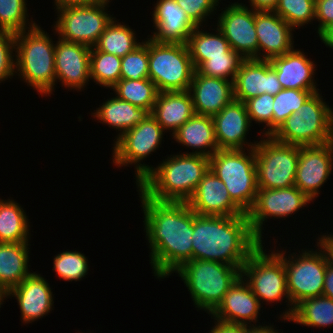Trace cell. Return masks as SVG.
<instances>
[{
	"label": "cell",
	"instance_id": "54",
	"mask_svg": "<svg viewBox=\"0 0 333 333\" xmlns=\"http://www.w3.org/2000/svg\"><path fill=\"white\" fill-rule=\"evenodd\" d=\"M6 298H7L6 292L4 290L0 289V308H1V305L3 304L2 302H4L3 300L4 299L6 300Z\"/></svg>",
	"mask_w": 333,
	"mask_h": 333
},
{
	"label": "cell",
	"instance_id": "21",
	"mask_svg": "<svg viewBox=\"0 0 333 333\" xmlns=\"http://www.w3.org/2000/svg\"><path fill=\"white\" fill-rule=\"evenodd\" d=\"M212 119L219 149H250L257 145L258 140L254 143L246 140L252 124L244 102L234 99Z\"/></svg>",
	"mask_w": 333,
	"mask_h": 333
},
{
	"label": "cell",
	"instance_id": "1",
	"mask_svg": "<svg viewBox=\"0 0 333 333\" xmlns=\"http://www.w3.org/2000/svg\"><path fill=\"white\" fill-rule=\"evenodd\" d=\"M137 191L151 249V267L154 276L163 279L192 260L193 210L187 202L157 201Z\"/></svg>",
	"mask_w": 333,
	"mask_h": 333
},
{
	"label": "cell",
	"instance_id": "15",
	"mask_svg": "<svg viewBox=\"0 0 333 333\" xmlns=\"http://www.w3.org/2000/svg\"><path fill=\"white\" fill-rule=\"evenodd\" d=\"M245 5L238 2L229 4L219 14L216 24L233 51L244 59L258 60L255 10Z\"/></svg>",
	"mask_w": 333,
	"mask_h": 333
},
{
	"label": "cell",
	"instance_id": "32",
	"mask_svg": "<svg viewBox=\"0 0 333 333\" xmlns=\"http://www.w3.org/2000/svg\"><path fill=\"white\" fill-rule=\"evenodd\" d=\"M215 33L201 31L200 26H198L190 34L186 45L196 70L209 57L224 56L232 49L218 28H216Z\"/></svg>",
	"mask_w": 333,
	"mask_h": 333
},
{
	"label": "cell",
	"instance_id": "46",
	"mask_svg": "<svg viewBox=\"0 0 333 333\" xmlns=\"http://www.w3.org/2000/svg\"><path fill=\"white\" fill-rule=\"evenodd\" d=\"M315 19L318 35L333 22V0H315Z\"/></svg>",
	"mask_w": 333,
	"mask_h": 333
},
{
	"label": "cell",
	"instance_id": "45",
	"mask_svg": "<svg viewBox=\"0 0 333 333\" xmlns=\"http://www.w3.org/2000/svg\"><path fill=\"white\" fill-rule=\"evenodd\" d=\"M15 36L0 32V83L15 75Z\"/></svg>",
	"mask_w": 333,
	"mask_h": 333
},
{
	"label": "cell",
	"instance_id": "2",
	"mask_svg": "<svg viewBox=\"0 0 333 333\" xmlns=\"http://www.w3.org/2000/svg\"><path fill=\"white\" fill-rule=\"evenodd\" d=\"M261 244L247 214L201 216L193 211L192 259L217 261L241 270Z\"/></svg>",
	"mask_w": 333,
	"mask_h": 333
},
{
	"label": "cell",
	"instance_id": "27",
	"mask_svg": "<svg viewBox=\"0 0 333 333\" xmlns=\"http://www.w3.org/2000/svg\"><path fill=\"white\" fill-rule=\"evenodd\" d=\"M150 114L164 130L173 134L195 114L190 92H159Z\"/></svg>",
	"mask_w": 333,
	"mask_h": 333
},
{
	"label": "cell",
	"instance_id": "19",
	"mask_svg": "<svg viewBox=\"0 0 333 333\" xmlns=\"http://www.w3.org/2000/svg\"><path fill=\"white\" fill-rule=\"evenodd\" d=\"M187 204L201 216L245 215L230 198L224 182L210 169L197 185Z\"/></svg>",
	"mask_w": 333,
	"mask_h": 333
},
{
	"label": "cell",
	"instance_id": "39",
	"mask_svg": "<svg viewBox=\"0 0 333 333\" xmlns=\"http://www.w3.org/2000/svg\"><path fill=\"white\" fill-rule=\"evenodd\" d=\"M274 12L294 29L315 19V0H279Z\"/></svg>",
	"mask_w": 333,
	"mask_h": 333
},
{
	"label": "cell",
	"instance_id": "37",
	"mask_svg": "<svg viewBox=\"0 0 333 333\" xmlns=\"http://www.w3.org/2000/svg\"><path fill=\"white\" fill-rule=\"evenodd\" d=\"M316 92L319 91L299 89H282L279 91L274 96L273 102L272 134Z\"/></svg>",
	"mask_w": 333,
	"mask_h": 333
},
{
	"label": "cell",
	"instance_id": "12",
	"mask_svg": "<svg viewBox=\"0 0 333 333\" xmlns=\"http://www.w3.org/2000/svg\"><path fill=\"white\" fill-rule=\"evenodd\" d=\"M262 139L254 147L258 188L295 186L299 146L278 142L272 136Z\"/></svg>",
	"mask_w": 333,
	"mask_h": 333
},
{
	"label": "cell",
	"instance_id": "3",
	"mask_svg": "<svg viewBox=\"0 0 333 333\" xmlns=\"http://www.w3.org/2000/svg\"><path fill=\"white\" fill-rule=\"evenodd\" d=\"M209 170V158L196 154L170 155L141 181L148 198L162 202H187Z\"/></svg>",
	"mask_w": 333,
	"mask_h": 333
},
{
	"label": "cell",
	"instance_id": "48",
	"mask_svg": "<svg viewBox=\"0 0 333 333\" xmlns=\"http://www.w3.org/2000/svg\"><path fill=\"white\" fill-rule=\"evenodd\" d=\"M322 295L333 299V262L331 260L327 262Z\"/></svg>",
	"mask_w": 333,
	"mask_h": 333
},
{
	"label": "cell",
	"instance_id": "8",
	"mask_svg": "<svg viewBox=\"0 0 333 333\" xmlns=\"http://www.w3.org/2000/svg\"><path fill=\"white\" fill-rule=\"evenodd\" d=\"M264 242L249 256L242 266L241 277L250 286L259 302L273 303L288 300V310L280 315V319L289 321L294 311L286 281V272L283 260L273 251L266 253ZM245 276V277H244ZM263 300V301H262Z\"/></svg>",
	"mask_w": 333,
	"mask_h": 333
},
{
	"label": "cell",
	"instance_id": "9",
	"mask_svg": "<svg viewBox=\"0 0 333 333\" xmlns=\"http://www.w3.org/2000/svg\"><path fill=\"white\" fill-rule=\"evenodd\" d=\"M149 79L158 92L189 91L196 71L184 43H158L148 38Z\"/></svg>",
	"mask_w": 333,
	"mask_h": 333
},
{
	"label": "cell",
	"instance_id": "50",
	"mask_svg": "<svg viewBox=\"0 0 333 333\" xmlns=\"http://www.w3.org/2000/svg\"><path fill=\"white\" fill-rule=\"evenodd\" d=\"M319 37L327 47L333 49V22L319 34Z\"/></svg>",
	"mask_w": 333,
	"mask_h": 333
},
{
	"label": "cell",
	"instance_id": "44",
	"mask_svg": "<svg viewBox=\"0 0 333 333\" xmlns=\"http://www.w3.org/2000/svg\"><path fill=\"white\" fill-rule=\"evenodd\" d=\"M185 11L188 18L198 27H202L209 15L214 13L219 0H175ZM221 1V0H220Z\"/></svg>",
	"mask_w": 333,
	"mask_h": 333
},
{
	"label": "cell",
	"instance_id": "16",
	"mask_svg": "<svg viewBox=\"0 0 333 333\" xmlns=\"http://www.w3.org/2000/svg\"><path fill=\"white\" fill-rule=\"evenodd\" d=\"M333 169V141L320 145L299 146L295 186L313 201L329 179Z\"/></svg>",
	"mask_w": 333,
	"mask_h": 333
},
{
	"label": "cell",
	"instance_id": "40",
	"mask_svg": "<svg viewBox=\"0 0 333 333\" xmlns=\"http://www.w3.org/2000/svg\"><path fill=\"white\" fill-rule=\"evenodd\" d=\"M53 259V271L65 281H79L87 275V257L78 251H63Z\"/></svg>",
	"mask_w": 333,
	"mask_h": 333
},
{
	"label": "cell",
	"instance_id": "28",
	"mask_svg": "<svg viewBox=\"0 0 333 333\" xmlns=\"http://www.w3.org/2000/svg\"><path fill=\"white\" fill-rule=\"evenodd\" d=\"M173 138L182 146L192 147L196 154L210 158L219 147L215 138L214 122L212 117L194 114L178 130L172 134ZM208 149V150H207Z\"/></svg>",
	"mask_w": 333,
	"mask_h": 333
},
{
	"label": "cell",
	"instance_id": "36",
	"mask_svg": "<svg viewBox=\"0 0 333 333\" xmlns=\"http://www.w3.org/2000/svg\"><path fill=\"white\" fill-rule=\"evenodd\" d=\"M120 75L121 57L91 47L90 80L104 88H112L120 80Z\"/></svg>",
	"mask_w": 333,
	"mask_h": 333
},
{
	"label": "cell",
	"instance_id": "31",
	"mask_svg": "<svg viewBox=\"0 0 333 333\" xmlns=\"http://www.w3.org/2000/svg\"><path fill=\"white\" fill-rule=\"evenodd\" d=\"M27 217L16 201L0 199V243H29L30 222Z\"/></svg>",
	"mask_w": 333,
	"mask_h": 333
},
{
	"label": "cell",
	"instance_id": "41",
	"mask_svg": "<svg viewBox=\"0 0 333 333\" xmlns=\"http://www.w3.org/2000/svg\"><path fill=\"white\" fill-rule=\"evenodd\" d=\"M244 60L240 54L231 49L224 56L209 57L197 71L204 76L221 78L233 82Z\"/></svg>",
	"mask_w": 333,
	"mask_h": 333
},
{
	"label": "cell",
	"instance_id": "35",
	"mask_svg": "<svg viewBox=\"0 0 333 333\" xmlns=\"http://www.w3.org/2000/svg\"><path fill=\"white\" fill-rule=\"evenodd\" d=\"M111 89L119 99L139 108L147 109L150 113L159 93L149 78L141 80L120 79Z\"/></svg>",
	"mask_w": 333,
	"mask_h": 333
},
{
	"label": "cell",
	"instance_id": "43",
	"mask_svg": "<svg viewBox=\"0 0 333 333\" xmlns=\"http://www.w3.org/2000/svg\"><path fill=\"white\" fill-rule=\"evenodd\" d=\"M273 102L274 96L268 93L258 95L245 102L247 113L249 115L250 122L252 120L256 123H264L267 130L262 133L265 136H272V116H273Z\"/></svg>",
	"mask_w": 333,
	"mask_h": 333
},
{
	"label": "cell",
	"instance_id": "4",
	"mask_svg": "<svg viewBox=\"0 0 333 333\" xmlns=\"http://www.w3.org/2000/svg\"><path fill=\"white\" fill-rule=\"evenodd\" d=\"M14 36L15 73L41 96H50L56 85L54 41L38 24Z\"/></svg>",
	"mask_w": 333,
	"mask_h": 333
},
{
	"label": "cell",
	"instance_id": "23",
	"mask_svg": "<svg viewBox=\"0 0 333 333\" xmlns=\"http://www.w3.org/2000/svg\"><path fill=\"white\" fill-rule=\"evenodd\" d=\"M261 307L250 286L240 277L210 314L217 320L251 326L258 321Z\"/></svg>",
	"mask_w": 333,
	"mask_h": 333
},
{
	"label": "cell",
	"instance_id": "49",
	"mask_svg": "<svg viewBox=\"0 0 333 333\" xmlns=\"http://www.w3.org/2000/svg\"><path fill=\"white\" fill-rule=\"evenodd\" d=\"M279 0H249L250 6L256 11H274Z\"/></svg>",
	"mask_w": 333,
	"mask_h": 333
},
{
	"label": "cell",
	"instance_id": "29",
	"mask_svg": "<svg viewBox=\"0 0 333 333\" xmlns=\"http://www.w3.org/2000/svg\"><path fill=\"white\" fill-rule=\"evenodd\" d=\"M28 243H0V289L6 293L32 272L29 271Z\"/></svg>",
	"mask_w": 333,
	"mask_h": 333
},
{
	"label": "cell",
	"instance_id": "14",
	"mask_svg": "<svg viewBox=\"0 0 333 333\" xmlns=\"http://www.w3.org/2000/svg\"><path fill=\"white\" fill-rule=\"evenodd\" d=\"M310 200L298 187L281 189L258 188L255 202L247 217L256 237L262 240L263 222L270 217L285 218L305 207Z\"/></svg>",
	"mask_w": 333,
	"mask_h": 333
},
{
	"label": "cell",
	"instance_id": "7",
	"mask_svg": "<svg viewBox=\"0 0 333 333\" xmlns=\"http://www.w3.org/2000/svg\"><path fill=\"white\" fill-rule=\"evenodd\" d=\"M319 92L313 93L272 134L281 143L310 146L333 141V108Z\"/></svg>",
	"mask_w": 333,
	"mask_h": 333
},
{
	"label": "cell",
	"instance_id": "30",
	"mask_svg": "<svg viewBox=\"0 0 333 333\" xmlns=\"http://www.w3.org/2000/svg\"><path fill=\"white\" fill-rule=\"evenodd\" d=\"M102 104L92 115L100 123L102 122L109 127L116 128V131H120L116 138L140 124L150 115L147 109L134 106L119 99L116 95Z\"/></svg>",
	"mask_w": 333,
	"mask_h": 333
},
{
	"label": "cell",
	"instance_id": "5",
	"mask_svg": "<svg viewBox=\"0 0 333 333\" xmlns=\"http://www.w3.org/2000/svg\"><path fill=\"white\" fill-rule=\"evenodd\" d=\"M178 273L191 294L194 305L210 314L224 295L241 277L237 267L217 261L192 259L185 262Z\"/></svg>",
	"mask_w": 333,
	"mask_h": 333
},
{
	"label": "cell",
	"instance_id": "51",
	"mask_svg": "<svg viewBox=\"0 0 333 333\" xmlns=\"http://www.w3.org/2000/svg\"><path fill=\"white\" fill-rule=\"evenodd\" d=\"M277 331L278 330L274 329V325L273 326L272 325L262 326L259 324L257 326V324H255V326L251 325L246 328V333H280Z\"/></svg>",
	"mask_w": 333,
	"mask_h": 333
},
{
	"label": "cell",
	"instance_id": "52",
	"mask_svg": "<svg viewBox=\"0 0 333 333\" xmlns=\"http://www.w3.org/2000/svg\"><path fill=\"white\" fill-rule=\"evenodd\" d=\"M322 245L326 248L330 260L333 262V234L322 235L319 239H317Z\"/></svg>",
	"mask_w": 333,
	"mask_h": 333
},
{
	"label": "cell",
	"instance_id": "25",
	"mask_svg": "<svg viewBox=\"0 0 333 333\" xmlns=\"http://www.w3.org/2000/svg\"><path fill=\"white\" fill-rule=\"evenodd\" d=\"M195 114L213 117L234 100L233 82L201 75L197 70L190 84Z\"/></svg>",
	"mask_w": 333,
	"mask_h": 333
},
{
	"label": "cell",
	"instance_id": "33",
	"mask_svg": "<svg viewBox=\"0 0 333 333\" xmlns=\"http://www.w3.org/2000/svg\"><path fill=\"white\" fill-rule=\"evenodd\" d=\"M289 321L308 327H330L333 325V299L317 296L298 303Z\"/></svg>",
	"mask_w": 333,
	"mask_h": 333
},
{
	"label": "cell",
	"instance_id": "24",
	"mask_svg": "<svg viewBox=\"0 0 333 333\" xmlns=\"http://www.w3.org/2000/svg\"><path fill=\"white\" fill-rule=\"evenodd\" d=\"M152 11L153 27L150 36L158 43L186 44L192 31L197 27L175 0H157Z\"/></svg>",
	"mask_w": 333,
	"mask_h": 333
},
{
	"label": "cell",
	"instance_id": "53",
	"mask_svg": "<svg viewBox=\"0 0 333 333\" xmlns=\"http://www.w3.org/2000/svg\"><path fill=\"white\" fill-rule=\"evenodd\" d=\"M110 0H55L54 4H88V3H102Z\"/></svg>",
	"mask_w": 333,
	"mask_h": 333
},
{
	"label": "cell",
	"instance_id": "47",
	"mask_svg": "<svg viewBox=\"0 0 333 333\" xmlns=\"http://www.w3.org/2000/svg\"><path fill=\"white\" fill-rule=\"evenodd\" d=\"M214 319V327H211V332L209 333H246V328L248 325L230 323L221 320Z\"/></svg>",
	"mask_w": 333,
	"mask_h": 333
},
{
	"label": "cell",
	"instance_id": "26",
	"mask_svg": "<svg viewBox=\"0 0 333 333\" xmlns=\"http://www.w3.org/2000/svg\"><path fill=\"white\" fill-rule=\"evenodd\" d=\"M269 61L283 89L319 91L314 80L316 64L301 50L293 49Z\"/></svg>",
	"mask_w": 333,
	"mask_h": 333
},
{
	"label": "cell",
	"instance_id": "13",
	"mask_svg": "<svg viewBox=\"0 0 333 333\" xmlns=\"http://www.w3.org/2000/svg\"><path fill=\"white\" fill-rule=\"evenodd\" d=\"M166 132L150 114L144 121L119 136L113 145V163L118 166L134 164L136 185L153 170L141 164L152 152H156Z\"/></svg>",
	"mask_w": 333,
	"mask_h": 333
},
{
	"label": "cell",
	"instance_id": "17",
	"mask_svg": "<svg viewBox=\"0 0 333 333\" xmlns=\"http://www.w3.org/2000/svg\"><path fill=\"white\" fill-rule=\"evenodd\" d=\"M90 50L89 46L58 37L55 43L56 82L61 81L71 90H83L90 81Z\"/></svg>",
	"mask_w": 333,
	"mask_h": 333
},
{
	"label": "cell",
	"instance_id": "42",
	"mask_svg": "<svg viewBox=\"0 0 333 333\" xmlns=\"http://www.w3.org/2000/svg\"><path fill=\"white\" fill-rule=\"evenodd\" d=\"M133 51L121 57L120 79L141 80L149 78L148 38Z\"/></svg>",
	"mask_w": 333,
	"mask_h": 333
},
{
	"label": "cell",
	"instance_id": "20",
	"mask_svg": "<svg viewBox=\"0 0 333 333\" xmlns=\"http://www.w3.org/2000/svg\"><path fill=\"white\" fill-rule=\"evenodd\" d=\"M255 28L258 60H270L294 49V28L274 11L255 10Z\"/></svg>",
	"mask_w": 333,
	"mask_h": 333
},
{
	"label": "cell",
	"instance_id": "10",
	"mask_svg": "<svg viewBox=\"0 0 333 333\" xmlns=\"http://www.w3.org/2000/svg\"><path fill=\"white\" fill-rule=\"evenodd\" d=\"M316 243L319 251L302 249L301 254H289L291 256L288 258L285 255L286 251H274L284 262L287 290L294 307L303 299L322 296L330 257L322 243L318 241Z\"/></svg>",
	"mask_w": 333,
	"mask_h": 333
},
{
	"label": "cell",
	"instance_id": "22",
	"mask_svg": "<svg viewBox=\"0 0 333 333\" xmlns=\"http://www.w3.org/2000/svg\"><path fill=\"white\" fill-rule=\"evenodd\" d=\"M50 285L40 274L31 273L21 283L10 289L6 296L16 297L22 322L32 323L53 310L54 304ZM52 309V310H51Z\"/></svg>",
	"mask_w": 333,
	"mask_h": 333
},
{
	"label": "cell",
	"instance_id": "11",
	"mask_svg": "<svg viewBox=\"0 0 333 333\" xmlns=\"http://www.w3.org/2000/svg\"><path fill=\"white\" fill-rule=\"evenodd\" d=\"M110 2L55 4L58 17L54 33H58V37L64 41L94 47L106 26L114 18L106 11Z\"/></svg>",
	"mask_w": 333,
	"mask_h": 333
},
{
	"label": "cell",
	"instance_id": "34",
	"mask_svg": "<svg viewBox=\"0 0 333 333\" xmlns=\"http://www.w3.org/2000/svg\"><path fill=\"white\" fill-rule=\"evenodd\" d=\"M115 19L114 17L106 26L94 47L98 51L124 57L142 42L137 41L136 33L133 29L128 25L117 22Z\"/></svg>",
	"mask_w": 333,
	"mask_h": 333
},
{
	"label": "cell",
	"instance_id": "18",
	"mask_svg": "<svg viewBox=\"0 0 333 333\" xmlns=\"http://www.w3.org/2000/svg\"><path fill=\"white\" fill-rule=\"evenodd\" d=\"M234 99L241 102L268 93L275 96L283 88L269 60L245 59L233 81Z\"/></svg>",
	"mask_w": 333,
	"mask_h": 333
},
{
	"label": "cell",
	"instance_id": "38",
	"mask_svg": "<svg viewBox=\"0 0 333 333\" xmlns=\"http://www.w3.org/2000/svg\"><path fill=\"white\" fill-rule=\"evenodd\" d=\"M26 1L0 0V32L16 34L37 25L33 20L29 22L27 18L29 16L27 14Z\"/></svg>",
	"mask_w": 333,
	"mask_h": 333
},
{
	"label": "cell",
	"instance_id": "6",
	"mask_svg": "<svg viewBox=\"0 0 333 333\" xmlns=\"http://www.w3.org/2000/svg\"><path fill=\"white\" fill-rule=\"evenodd\" d=\"M219 149L209 158V169L224 182L232 201L245 213L258 192L254 148Z\"/></svg>",
	"mask_w": 333,
	"mask_h": 333
}]
</instances>
